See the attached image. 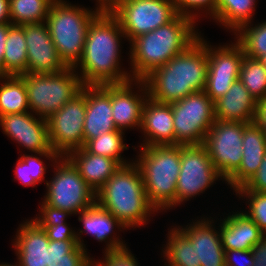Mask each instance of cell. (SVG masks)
Returning a JSON list of instances; mask_svg holds the SVG:
<instances>
[{
    "mask_svg": "<svg viewBox=\"0 0 266 266\" xmlns=\"http://www.w3.org/2000/svg\"><path fill=\"white\" fill-rule=\"evenodd\" d=\"M112 13H99L88 27L83 55L78 64L84 86L121 84L132 77L119 68L120 37H125Z\"/></svg>",
    "mask_w": 266,
    "mask_h": 266,
    "instance_id": "1",
    "label": "cell"
},
{
    "mask_svg": "<svg viewBox=\"0 0 266 266\" xmlns=\"http://www.w3.org/2000/svg\"><path fill=\"white\" fill-rule=\"evenodd\" d=\"M199 36L184 52L153 70L143 80L148 97L170 104L203 91L208 72L207 43Z\"/></svg>",
    "mask_w": 266,
    "mask_h": 266,
    "instance_id": "2",
    "label": "cell"
},
{
    "mask_svg": "<svg viewBox=\"0 0 266 266\" xmlns=\"http://www.w3.org/2000/svg\"><path fill=\"white\" fill-rule=\"evenodd\" d=\"M194 23L192 18L178 14L171 22L131 40L132 79L143 80L194 43L200 35Z\"/></svg>",
    "mask_w": 266,
    "mask_h": 266,
    "instance_id": "3",
    "label": "cell"
},
{
    "mask_svg": "<svg viewBox=\"0 0 266 266\" xmlns=\"http://www.w3.org/2000/svg\"><path fill=\"white\" fill-rule=\"evenodd\" d=\"M95 201L125 228L143 225L148 215L156 211L147 199L136 162L122 165L95 193Z\"/></svg>",
    "mask_w": 266,
    "mask_h": 266,
    "instance_id": "4",
    "label": "cell"
},
{
    "mask_svg": "<svg viewBox=\"0 0 266 266\" xmlns=\"http://www.w3.org/2000/svg\"><path fill=\"white\" fill-rule=\"evenodd\" d=\"M136 162L143 177L147 199L156 211L175 206L181 169L180 145L142 147Z\"/></svg>",
    "mask_w": 266,
    "mask_h": 266,
    "instance_id": "5",
    "label": "cell"
},
{
    "mask_svg": "<svg viewBox=\"0 0 266 266\" xmlns=\"http://www.w3.org/2000/svg\"><path fill=\"white\" fill-rule=\"evenodd\" d=\"M99 13L97 8L90 11L63 0L50 6L45 23L58 55L67 67H75L80 61L88 27Z\"/></svg>",
    "mask_w": 266,
    "mask_h": 266,
    "instance_id": "6",
    "label": "cell"
},
{
    "mask_svg": "<svg viewBox=\"0 0 266 266\" xmlns=\"http://www.w3.org/2000/svg\"><path fill=\"white\" fill-rule=\"evenodd\" d=\"M74 67L56 73L19 75L25 83L30 110L39 118L48 119L84 87Z\"/></svg>",
    "mask_w": 266,
    "mask_h": 266,
    "instance_id": "7",
    "label": "cell"
},
{
    "mask_svg": "<svg viewBox=\"0 0 266 266\" xmlns=\"http://www.w3.org/2000/svg\"><path fill=\"white\" fill-rule=\"evenodd\" d=\"M175 145L203 144L215 122L214 102L199 91L172 102Z\"/></svg>",
    "mask_w": 266,
    "mask_h": 266,
    "instance_id": "8",
    "label": "cell"
},
{
    "mask_svg": "<svg viewBox=\"0 0 266 266\" xmlns=\"http://www.w3.org/2000/svg\"><path fill=\"white\" fill-rule=\"evenodd\" d=\"M64 160V161H63ZM52 180L46 182L44 202L51 207L80 213L95 202V192L86 184L78 170L66 158L61 157ZM61 163V164H60Z\"/></svg>",
    "mask_w": 266,
    "mask_h": 266,
    "instance_id": "9",
    "label": "cell"
},
{
    "mask_svg": "<svg viewBox=\"0 0 266 266\" xmlns=\"http://www.w3.org/2000/svg\"><path fill=\"white\" fill-rule=\"evenodd\" d=\"M85 114L86 86L46 120L51 147L60 157L84 147Z\"/></svg>",
    "mask_w": 266,
    "mask_h": 266,
    "instance_id": "10",
    "label": "cell"
},
{
    "mask_svg": "<svg viewBox=\"0 0 266 266\" xmlns=\"http://www.w3.org/2000/svg\"><path fill=\"white\" fill-rule=\"evenodd\" d=\"M112 14L129 41L171 22L178 15L173 0H129Z\"/></svg>",
    "mask_w": 266,
    "mask_h": 266,
    "instance_id": "11",
    "label": "cell"
},
{
    "mask_svg": "<svg viewBox=\"0 0 266 266\" xmlns=\"http://www.w3.org/2000/svg\"><path fill=\"white\" fill-rule=\"evenodd\" d=\"M180 164L176 205L205 191L218 178H223L214 167L203 144L180 145Z\"/></svg>",
    "mask_w": 266,
    "mask_h": 266,
    "instance_id": "12",
    "label": "cell"
},
{
    "mask_svg": "<svg viewBox=\"0 0 266 266\" xmlns=\"http://www.w3.org/2000/svg\"><path fill=\"white\" fill-rule=\"evenodd\" d=\"M249 123L215 120L203 145L219 174L226 180L242 160V137Z\"/></svg>",
    "mask_w": 266,
    "mask_h": 266,
    "instance_id": "13",
    "label": "cell"
},
{
    "mask_svg": "<svg viewBox=\"0 0 266 266\" xmlns=\"http://www.w3.org/2000/svg\"><path fill=\"white\" fill-rule=\"evenodd\" d=\"M0 125L8 137L26 149L54 161L60 160L61 157L51 147L46 119L38 120L30 112L6 114L0 116Z\"/></svg>",
    "mask_w": 266,
    "mask_h": 266,
    "instance_id": "14",
    "label": "cell"
},
{
    "mask_svg": "<svg viewBox=\"0 0 266 266\" xmlns=\"http://www.w3.org/2000/svg\"><path fill=\"white\" fill-rule=\"evenodd\" d=\"M22 26L27 47V70L25 73H56L67 68L58 55L45 22L23 24Z\"/></svg>",
    "mask_w": 266,
    "mask_h": 266,
    "instance_id": "15",
    "label": "cell"
},
{
    "mask_svg": "<svg viewBox=\"0 0 266 266\" xmlns=\"http://www.w3.org/2000/svg\"><path fill=\"white\" fill-rule=\"evenodd\" d=\"M111 131H120L112 117L111 84L86 86L84 145L88 140Z\"/></svg>",
    "mask_w": 266,
    "mask_h": 266,
    "instance_id": "16",
    "label": "cell"
},
{
    "mask_svg": "<svg viewBox=\"0 0 266 266\" xmlns=\"http://www.w3.org/2000/svg\"><path fill=\"white\" fill-rule=\"evenodd\" d=\"M132 81L133 79L121 84H111L112 117L117 130L120 131L136 125L141 127L142 123V109L148 98V90L144 80H135L146 94L142 97L137 93L135 95L131 89Z\"/></svg>",
    "mask_w": 266,
    "mask_h": 266,
    "instance_id": "17",
    "label": "cell"
},
{
    "mask_svg": "<svg viewBox=\"0 0 266 266\" xmlns=\"http://www.w3.org/2000/svg\"><path fill=\"white\" fill-rule=\"evenodd\" d=\"M141 128L147 136L141 147L175 145L171 104L159 103L148 97L142 109Z\"/></svg>",
    "mask_w": 266,
    "mask_h": 266,
    "instance_id": "18",
    "label": "cell"
},
{
    "mask_svg": "<svg viewBox=\"0 0 266 266\" xmlns=\"http://www.w3.org/2000/svg\"><path fill=\"white\" fill-rule=\"evenodd\" d=\"M242 149L240 166L226 179L233 190L244 186L258 172L266 153L263 131L253 122L244 128Z\"/></svg>",
    "mask_w": 266,
    "mask_h": 266,
    "instance_id": "19",
    "label": "cell"
},
{
    "mask_svg": "<svg viewBox=\"0 0 266 266\" xmlns=\"http://www.w3.org/2000/svg\"><path fill=\"white\" fill-rule=\"evenodd\" d=\"M193 224L180 230L188 237L196 251L197 266H225V251L220 234L212 228L211 221L204 219Z\"/></svg>",
    "mask_w": 266,
    "mask_h": 266,
    "instance_id": "20",
    "label": "cell"
},
{
    "mask_svg": "<svg viewBox=\"0 0 266 266\" xmlns=\"http://www.w3.org/2000/svg\"><path fill=\"white\" fill-rule=\"evenodd\" d=\"M66 158L95 193L121 167L115 159L90 153L84 147L70 152Z\"/></svg>",
    "mask_w": 266,
    "mask_h": 266,
    "instance_id": "21",
    "label": "cell"
},
{
    "mask_svg": "<svg viewBox=\"0 0 266 266\" xmlns=\"http://www.w3.org/2000/svg\"><path fill=\"white\" fill-rule=\"evenodd\" d=\"M256 102L238 79L224 96L214 102L215 120L252 123Z\"/></svg>",
    "mask_w": 266,
    "mask_h": 266,
    "instance_id": "22",
    "label": "cell"
},
{
    "mask_svg": "<svg viewBox=\"0 0 266 266\" xmlns=\"http://www.w3.org/2000/svg\"><path fill=\"white\" fill-rule=\"evenodd\" d=\"M14 247L20 266H47V248L50 240L46 232L33 220L20 226Z\"/></svg>",
    "mask_w": 266,
    "mask_h": 266,
    "instance_id": "23",
    "label": "cell"
},
{
    "mask_svg": "<svg viewBox=\"0 0 266 266\" xmlns=\"http://www.w3.org/2000/svg\"><path fill=\"white\" fill-rule=\"evenodd\" d=\"M221 225L219 234L224 251L251 250L263 237L260 228L243 212L229 215Z\"/></svg>",
    "mask_w": 266,
    "mask_h": 266,
    "instance_id": "24",
    "label": "cell"
},
{
    "mask_svg": "<svg viewBox=\"0 0 266 266\" xmlns=\"http://www.w3.org/2000/svg\"><path fill=\"white\" fill-rule=\"evenodd\" d=\"M27 70V47L24 27L11 25L8 28L4 49L3 76L24 74Z\"/></svg>",
    "mask_w": 266,
    "mask_h": 266,
    "instance_id": "25",
    "label": "cell"
},
{
    "mask_svg": "<svg viewBox=\"0 0 266 266\" xmlns=\"http://www.w3.org/2000/svg\"><path fill=\"white\" fill-rule=\"evenodd\" d=\"M207 44L208 72L207 75L223 77H239L240 66L244 57L241 45L220 46L213 49Z\"/></svg>",
    "mask_w": 266,
    "mask_h": 266,
    "instance_id": "26",
    "label": "cell"
},
{
    "mask_svg": "<svg viewBox=\"0 0 266 266\" xmlns=\"http://www.w3.org/2000/svg\"><path fill=\"white\" fill-rule=\"evenodd\" d=\"M255 4V0H216L212 17L236 33L242 26L251 24Z\"/></svg>",
    "mask_w": 266,
    "mask_h": 266,
    "instance_id": "27",
    "label": "cell"
},
{
    "mask_svg": "<svg viewBox=\"0 0 266 266\" xmlns=\"http://www.w3.org/2000/svg\"><path fill=\"white\" fill-rule=\"evenodd\" d=\"M2 78L5 81L0 84V116L29 112L24 80L16 75L0 76Z\"/></svg>",
    "mask_w": 266,
    "mask_h": 266,
    "instance_id": "28",
    "label": "cell"
},
{
    "mask_svg": "<svg viewBox=\"0 0 266 266\" xmlns=\"http://www.w3.org/2000/svg\"><path fill=\"white\" fill-rule=\"evenodd\" d=\"M94 261L78 241H51L47 248V266H91Z\"/></svg>",
    "mask_w": 266,
    "mask_h": 266,
    "instance_id": "29",
    "label": "cell"
},
{
    "mask_svg": "<svg viewBox=\"0 0 266 266\" xmlns=\"http://www.w3.org/2000/svg\"><path fill=\"white\" fill-rule=\"evenodd\" d=\"M79 214H81V216L79 215V221L83 222L84 231L101 242L109 238L114 226L125 228L117 218L96 201Z\"/></svg>",
    "mask_w": 266,
    "mask_h": 266,
    "instance_id": "30",
    "label": "cell"
},
{
    "mask_svg": "<svg viewBox=\"0 0 266 266\" xmlns=\"http://www.w3.org/2000/svg\"><path fill=\"white\" fill-rule=\"evenodd\" d=\"M52 3L51 0H9L10 23L21 26L45 22Z\"/></svg>",
    "mask_w": 266,
    "mask_h": 266,
    "instance_id": "31",
    "label": "cell"
},
{
    "mask_svg": "<svg viewBox=\"0 0 266 266\" xmlns=\"http://www.w3.org/2000/svg\"><path fill=\"white\" fill-rule=\"evenodd\" d=\"M163 252L168 266H197L196 251L179 227L171 230L166 250Z\"/></svg>",
    "mask_w": 266,
    "mask_h": 266,
    "instance_id": "32",
    "label": "cell"
},
{
    "mask_svg": "<svg viewBox=\"0 0 266 266\" xmlns=\"http://www.w3.org/2000/svg\"><path fill=\"white\" fill-rule=\"evenodd\" d=\"M239 79L256 101L266 96V68L259 59L244 55Z\"/></svg>",
    "mask_w": 266,
    "mask_h": 266,
    "instance_id": "33",
    "label": "cell"
},
{
    "mask_svg": "<svg viewBox=\"0 0 266 266\" xmlns=\"http://www.w3.org/2000/svg\"><path fill=\"white\" fill-rule=\"evenodd\" d=\"M123 131L103 133L94 139L88 140L84 148L94 154L115 159L121 166L129 164L121 157L122 151L128 149L123 143Z\"/></svg>",
    "mask_w": 266,
    "mask_h": 266,
    "instance_id": "34",
    "label": "cell"
},
{
    "mask_svg": "<svg viewBox=\"0 0 266 266\" xmlns=\"http://www.w3.org/2000/svg\"><path fill=\"white\" fill-rule=\"evenodd\" d=\"M237 34L239 36L237 42L241 45L245 56L259 59L266 55V22L255 27L246 24L237 31Z\"/></svg>",
    "mask_w": 266,
    "mask_h": 266,
    "instance_id": "35",
    "label": "cell"
},
{
    "mask_svg": "<svg viewBox=\"0 0 266 266\" xmlns=\"http://www.w3.org/2000/svg\"><path fill=\"white\" fill-rule=\"evenodd\" d=\"M45 171L46 167L39 157L22 155L17 162L15 175L25 186L32 185L34 187L36 183L43 180Z\"/></svg>",
    "mask_w": 266,
    "mask_h": 266,
    "instance_id": "36",
    "label": "cell"
},
{
    "mask_svg": "<svg viewBox=\"0 0 266 266\" xmlns=\"http://www.w3.org/2000/svg\"><path fill=\"white\" fill-rule=\"evenodd\" d=\"M109 239L105 249V261L93 262L95 266H138L135 257L121 240L115 237Z\"/></svg>",
    "mask_w": 266,
    "mask_h": 266,
    "instance_id": "37",
    "label": "cell"
},
{
    "mask_svg": "<svg viewBox=\"0 0 266 266\" xmlns=\"http://www.w3.org/2000/svg\"><path fill=\"white\" fill-rule=\"evenodd\" d=\"M239 195H245L249 198V213L246 214L260 228L263 236H266V193L254 192L246 189L244 186L235 190Z\"/></svg>",
    "mask_w": 266,
    "mask_h": 266,
    "instance_id": "38",
    "label": "cell"
},
{
    "mask_svg": "<svg viewBox=\"0 0 266 266\" xmlns=\"http://www.w3.org/2000/svg\"><path fill=\"white\" fill-rule=\"evenodd\" d=\"M239 77H223L217 75H207L204 92L215 102L224 96L231 88L234 81Z\"/></svg>",
    "mask_w": 266,
    "mask_h": 266,
    "instance_id": "39",
    "label": "cell"
},
{
    "mask_svg": "<svg viewBox=\"0 0 266 266\" xmlns=\"http://www.w3.org/2000/svg\"><path fill=\"white\" fill-rule=\"evenodd\" d=\"M173 3L177 14L188 16L193 20L194 18L196 19V14L190 13L191 8L194 10H200L201 8L208 9L206 11H210L208 14L211 13L210 15L212 16L215 14L216 10V0H173Z\"/></svg>",
    "mask_w": 266,
    "mask_h": 266,
    "instance_id": "40",
    "label": "cell"
},
{
    "mask_svg": "<svg viewBox=\"0 0 266 266\" xmlns=\"http://www.w3.org/2000/svg\"><path fill=\"white\" fill-rule=\"evenodd\" d=\"M42 215L39 219H32L40 228H48L50 225L64 224L66 215L70 213L68 211L51 207L43 201L41 205Z\"/></svg>",
    "mask_w": 266,
    "mask_h": 266,
    "instance_id": "41",
    "label": "cell"
},
{
    "mask_svg": "<svg viewBox=\"0 0 266 266\" xmlns=\"http://www.w3.org/2000/svg\"><path fill=\"white\" fill-rule=\"evenodd\" d=\"M49 240L51 241H78V245L84 248V244L81 241V236L77 235L73 230H71L66 223L50 225L48 228H42Z\"/></svg>",
    "mask_w": 266,
    "mask_h": 266,
    "instance_id": "42",
    "label": "cell"
},
{
    "mask_svg": "<svg viewBox=\"0 0 266 266\" xmlns=\"http://www.w3.org/2000/svg\"><path fill=\"white\" fill-rule=\"evenodd\" d=\"M250 191L266 193V153L258 172L244 185Z\"/></svg>",
    "mask_w": 266,
    "mask_h": 266,
    "instance_id": "43",
    "label": "cell"
},
{
    "mask_svg": "<svg viewBox=\"0 0 266 266\" xmlns=\"http://www.w3.org/2000/svg\"><path fill=\"white\" fill-rule=\"evenodd\" d=\"M237 255L241 258L242 262H236L234 256ZM225 266H254V257L251 250H226L225 251Z\"/></svg>",
    "mask_w": 266,
    "mask_h": 266,
    "instance_id": "44",
    "label": "cell"
},
{
    "mask_svg": "<svg viewBox=\"0 0 266 266\" xmlns=\"http://www.w3.org/2000/svg\"><path fill=\"white\" fill-rule=\"evenodd\" d=\"M251 252L254 257V266H266V236H263L261 240L251 248Z\"/></svg>",
    "mask_w": 266,
    "mask_h": 266,
    "instance_id": "45",
    "label": "cell"
},
{
    "mask_svg": "<svg viewBox=\"0 0 266 266\" xmlns=\"http://www.w3.org/2000/svg\"><path fill=\"white\" fill-rule=\"evenodd\" d=\"M253 123L258 127H266V96L256 102Z\"/></svg>",
    "mask_w": 266,
    "mask_h": 266,
    "instance_id": "46",
    "label": "cell"
},
{
    "mask_svg": "<svg viewBox=\"0 0 266 266\" xmlns=\"http://www.w3.org/2000/svg\"><path fill=\"white\" fill-rule=\"evenodd\" d=\"M127 1L129 0H98L99 8L97 7V9L100 13H112L121 4Z\"/></svg>",
    "mask_w": 266,
    "mask_h": 266,
    "instance_id": "47",
    "label": "cell"
},
{
    "mask_svg": "<svg viewBox=\"0 0 266 266\" xmlns=\"http://www.w3.org/2000/svg\"><path fill=\"white\" fill-rule=\"evenodd\" d=\"M12 24H0V76H3L4 49L8 28Z\"/></svg>",
    "mask_w": 266,
    "mask_h": 266,
    "instance_id": "48",
    "label": "cell"
},
{
    "mask_svg": "<svg viewBox=\"0 0 266 266\" xmlns=\"http://www.w3.org/2000/svg\"><path fill=\"white\" fill-rule=\"evenodd\" d=\"M0 24H11L9 0H0Z\"/></svg>",
    "mask_w": 266,
    "mask_h": 266,
    "instance_id": "49",
    "label": "cell"
},
{
    "mask_svg": "<svg viewBox=\"0 0 266 266\" xmlns=\"http://www.w3.org/2000/svg\"><path fill=\"white\" fill-rule=\"evenodd\" d=\"M259 61L262 63V65L266 68V55L261 56L259 58Z\"/></svg>",
    "mask_w": 266,
    "mask_h": 266,
    "instance_id": "50",
    "label": "cell"
},
{
    "mask_svg": "<svg viewBox=\"0 0 266 266\" xmlns=\"http://www.w3.org/2000/svg\"><path fill=\"white\" fill-rule=\"evenodd\" d=\"M263 131L265 143H266V127H259Z\"/></svg>",
    "mask_w": 266,
    "mask_h": 266,
    "instance_id": "51",
    "label": "cell"
},
{
    "mask_svg": "<svg viewBox=\"0 0 266 266\" xmlns=\"http://www.w3.org/2000/svg\"><path fill=\"white\" fill-rule=\"evenodd\" d=\"M0 266H20L19 264H17V265H11V264H4V263H2V264H0Z\"/></svg>",
    "mask_w": 266,
    "mask_h": 266,
    "instance_id": "52",
    "label": "cell"
},
{
    "mask_svg": "<svg viewBox=\"0 0 266 266\" xmlns=\"http://www.w3.org/2000/svg\"><path fill=\"white\" fill-rule=\"evenodd\" d=\"M52 2H58V1H61V0H51Z\"/></svg>",
    "mask_w": 266,
    "mask_h": 266,
    "instance_id": "53",
    "label": "cell"
}]
</instances>
